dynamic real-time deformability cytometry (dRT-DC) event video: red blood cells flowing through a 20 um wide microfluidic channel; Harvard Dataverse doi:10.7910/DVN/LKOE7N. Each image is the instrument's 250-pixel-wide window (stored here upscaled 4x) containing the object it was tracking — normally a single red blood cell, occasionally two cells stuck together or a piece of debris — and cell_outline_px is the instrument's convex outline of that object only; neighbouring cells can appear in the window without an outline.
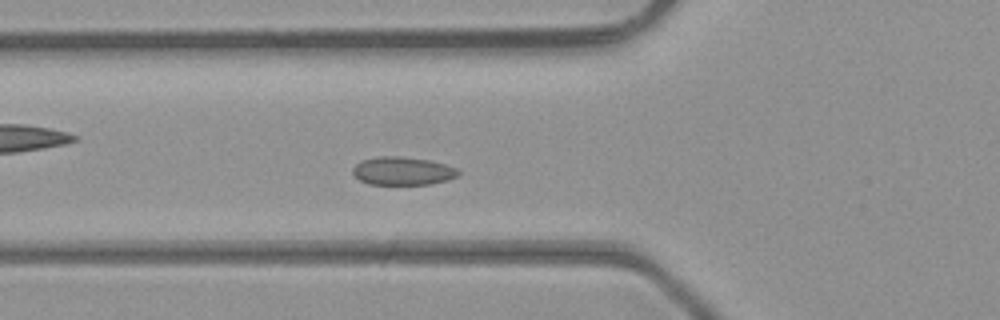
{"species": "common noctule bat (a hibernating species)", "species_latin": "Nyctalus noctula", "temperature_condition": "room temperature", "stored_images_in_passage": 44, "camera_frame_rate_fps": 3000, "um_per_image_px": 0.085, "animal": {"sex": "male", "body_mass_g": 23.1, "forearm_length_mm": 52.7}, "frame": {"image": 1, "passage_image": 14, "time_ms": 4.333, "image_size_px": [1000, 320], "cell_outline_px": [[460, 172], [456, 176], [448, 180], [428, 184], [368, 184], [360, 180], [352, 172], [352, 168], [360, 160], [380, 156], [400, 156], [428, 160], [444, 164], [456, 168]], "centroid_in_image_um": [34.19, 14.53], "position_along_channel_um": 91.6, "area_um2": 17.22}}
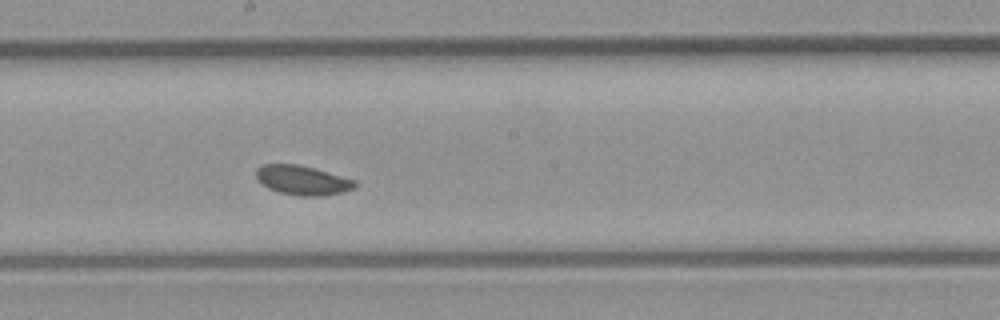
{"frame": {"image": 2, "passage_image": 23, "time_ms": 7.333, "image_size_px": [1000, 320], "cell_outline_px": [[356, 188], [344, 192], [324, 196], [300, 196], [280, 192], [268, 188], [260, 184], [256, 180], [256, 168], [264, 164], [296, 164], [312, 168], [356, 180]], "centroid_in_image_um": [25.69, 15.33], "position_along_channel_um": 222.5, "area_um2": 16.99}}
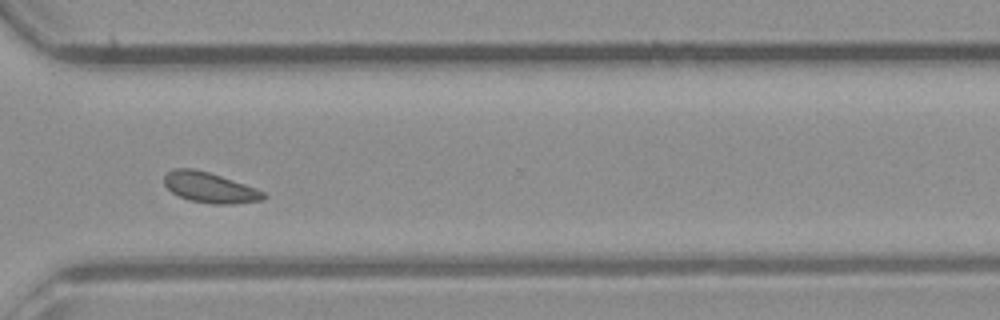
{"frame": {"image": 3, "passage_image": 32, "time_ms": 10.333, "image_size_px": [1000, 320], "cell_outline_px": [[268, 196], [264, 200], [236, 204], [212, 204], [188, 200], [172, 192], [164, 184], [164, 176], [168, 172], [176, 168], [192, 168], [208, 172], [268, 192]], "centroid_in_image_um": [17.89, 15.96], "position_along_channel_um": 352.7, "area_um2": 17.69}}